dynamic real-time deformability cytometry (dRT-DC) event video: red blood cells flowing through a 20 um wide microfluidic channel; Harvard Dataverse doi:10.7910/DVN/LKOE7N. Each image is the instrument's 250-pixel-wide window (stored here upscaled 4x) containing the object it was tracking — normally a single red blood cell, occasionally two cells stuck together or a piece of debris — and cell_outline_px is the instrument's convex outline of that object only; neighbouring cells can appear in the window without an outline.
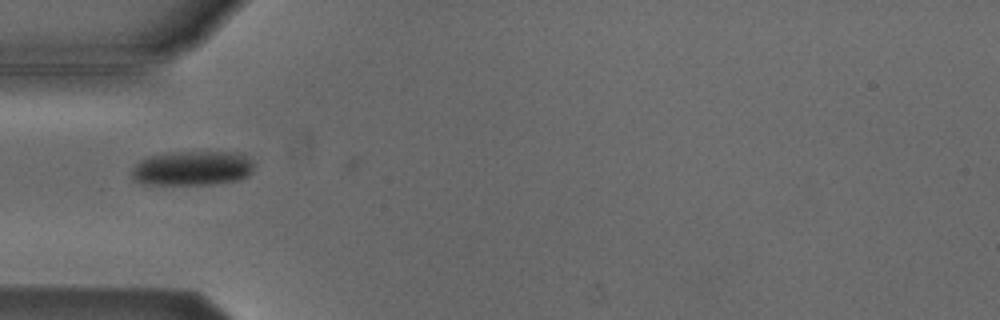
{"species": "Egyptian fruit bat (a non-hibernating species)", "species_latin": "Rousettus aegyptiacus", "temperature_condition": "cold", "stored_images_in_passage": 3, "camera_frame_rate_fps": 3000, "um_per_image_px": 0.085, "animal": {"sex": "male"}, "frame": {"image": 1, "passage_image": 2, "time_ms": 0.333, "image_size_px": [1000, 320], "cell_outline_px": [[252, 172], [248, 176], [240, 180], [212, 184], [144, 184], [136, 180], [132, 176], [132, 168], [144, 156], [168, 152], [240, 152], [252, 164]], "centroid_in_image_um": [16.31, 14.29], "position_along_channel_um": 68.7, "area_um2": 24.68}}